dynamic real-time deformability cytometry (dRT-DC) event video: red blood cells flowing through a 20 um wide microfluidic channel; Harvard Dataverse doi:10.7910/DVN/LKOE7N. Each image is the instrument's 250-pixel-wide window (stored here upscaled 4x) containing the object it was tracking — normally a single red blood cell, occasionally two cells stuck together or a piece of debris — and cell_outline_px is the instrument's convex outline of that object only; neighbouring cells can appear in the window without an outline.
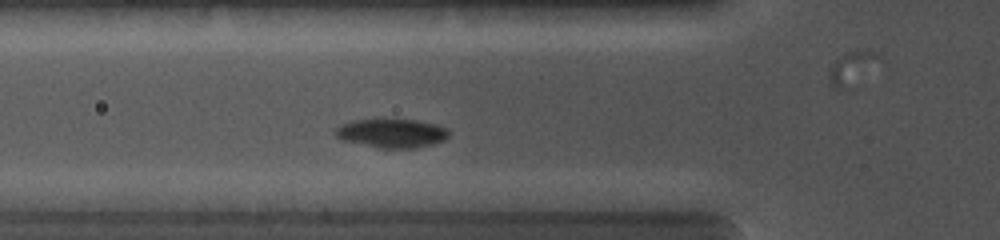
{"species": "common noctule bat (a hibernating species)", "species_latin": "Nyctalus noctula", "temperature_condition": "cold", "stored_images_in_passage": 24, "camera_frame_rate_fps": 5000, "um_per_image_px": 0.085, "animal": {"sex": "female", "body_mass_g": 19.0, "forearm_length_mm": 56.7}, "frame": {"image": 1, "passage_image": 4, "time_ms": 2.4, "image_size_px": [1000, 240], "cell_outline_px": [[448, 136], [444, 140], [432, 144], [416, 148], [380, 148], [344, 140], [336, 136], [336, 128], [340, 124], [352, 120], [376, 116], [384, 116], [416, 120], [436, 124], [448, 128]], "centroid_in_image_um": [33.28, 11.26], "position_along_channel_um": 92.5, "area_um2": 19.88}}
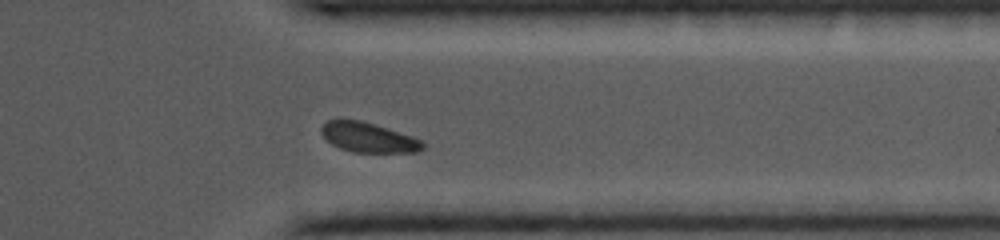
{"frame": {"image": 2, "passage_image": 20, "time_ms": 8.8, "image_size_px": [1000, 240], "cell_outline_px": [[424, 148], [416, 152], [352, 152], [340, 148], [332, 144], [320, 132], [320, 128], [328, 120], [360, 120], [412, 136], [420, 140], [424, 144]], "centroid_in_image_um": [31.3, 11.69], "position_along_channel_um": 380.1, "area_um2": 17.28}}
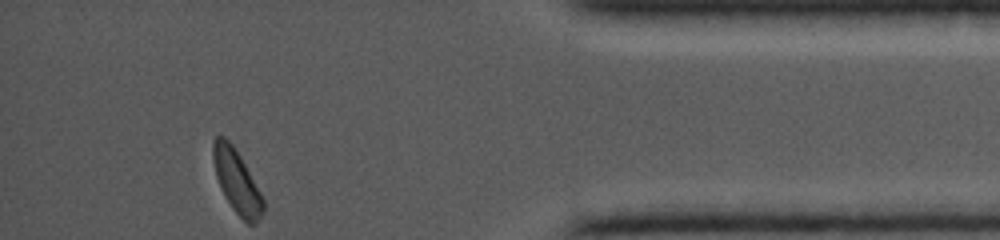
{"frame": {"image": 3, "passage_image": 24, "time_ms": 10.2, "image_size_px": [1000, 240], "cell_outline_px": [[264, 212], [256, 224], [248, 224], [232, 208], [216, 176], [212, 156], [212, 140], [216, 136], [224, 136], [236, 148], [260, 192], [264, 200]], "centroid_in_image_um": [20.13, 15.39], "position_along_channel_um": 415.1, "area_um2": 18.21}}